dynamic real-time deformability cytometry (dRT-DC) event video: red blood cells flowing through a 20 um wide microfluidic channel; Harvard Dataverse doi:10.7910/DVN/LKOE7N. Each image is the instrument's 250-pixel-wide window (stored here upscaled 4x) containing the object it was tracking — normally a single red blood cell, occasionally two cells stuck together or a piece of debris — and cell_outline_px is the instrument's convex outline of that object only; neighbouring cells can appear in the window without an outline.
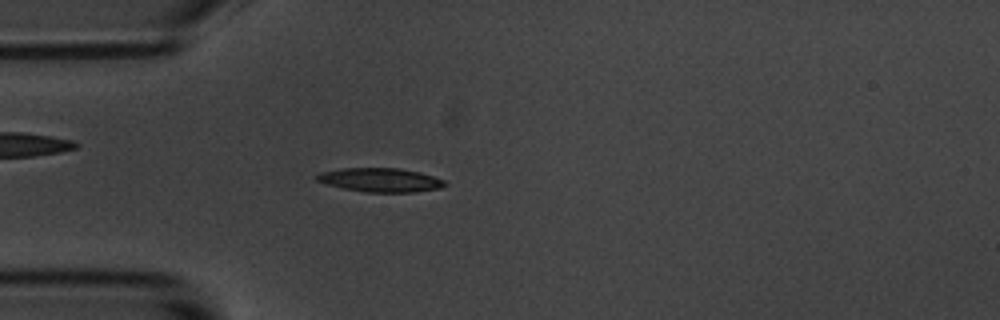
{"species": "common noctule bat (a hibernating species)", "species_latin": "Nyctalus noctula", "temperature_condition": "room temperature", "stored_images_in_passage": 50, "camera_frame_rate_fps": 3000, "um_per_image_px": 0.085, "animal": {"sex": "male", "body_mass_g": 20.1, "forearm_length_mm": 53.5}, "frame": {"image": 1, "passage_image": 15, "time_ms": 4.667, "image_size_px": [1000, 320], "cell_outline_px": [[448, 184], [440, 188], [416, 192], [364, 192], [324, 184], [316, 180], [316, 176], [320, 172], [340, 168], [400, 168], [420, 172], [444, 180]], "centroid_in_image_um": [32.32, 15.29], "position_along_channel_um": 52.7, "area_um2": 17.92}}
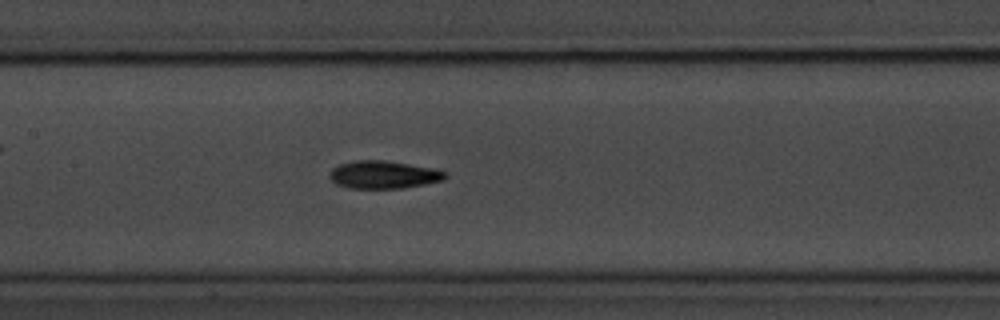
{"frame": {"image": 2, "passage_image": 26, "time_ms": 8.333, "image_size_px": [1000, 320], "cell_outline_px": [[448, 176], [444, 180], [404, 188], [348, 188], [336, 184], [328, 176], [332, 168], [340, 164], [356, 160], [384, 160], [436, 168], [444, 172]], "centroid_in_image_um": [32.6, 14.84], "position_along_channel_um": 174.8, "area_um2": 18.79}}
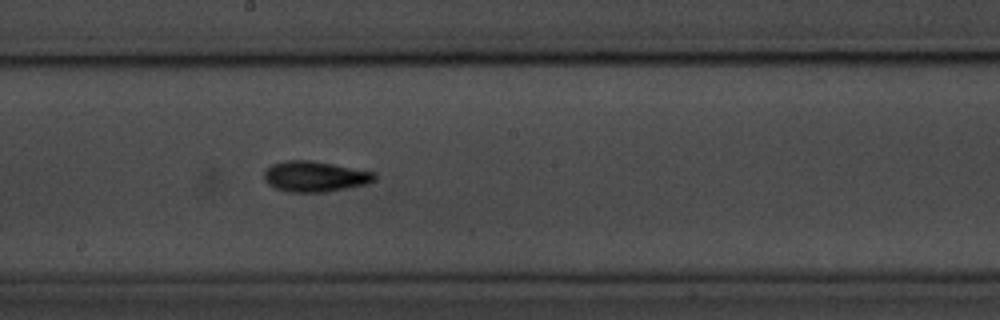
{"frame": {"image": 3, "passage_image": 30, "time_ms": 9.667, "image_size_px": [1000, 320], "cell_outline_px": [[376, 180], [368, 184], [324, 192], [288, 192], [276, 188], [268, 184], [264, 180], [264, 172], [272, 164], [288, 160], [312, 160], [376, 172]], "centroid_in_image_um": [26.79, 15.0], "position_along_channel_um": 221.4, "area_um2": 19.77}, "authors_computed_cell_mechanics": {"area_um2": 17.9758, "velocity_mm_per_s": 3.5101, "shape_relaxation_time_tau1_ms": 3.7059, "shape_relaxation_time_tau2_ms": 5.8502, "deformation_change_tau1": 0.1445, "deformation_change_tau2": 0.1406}}